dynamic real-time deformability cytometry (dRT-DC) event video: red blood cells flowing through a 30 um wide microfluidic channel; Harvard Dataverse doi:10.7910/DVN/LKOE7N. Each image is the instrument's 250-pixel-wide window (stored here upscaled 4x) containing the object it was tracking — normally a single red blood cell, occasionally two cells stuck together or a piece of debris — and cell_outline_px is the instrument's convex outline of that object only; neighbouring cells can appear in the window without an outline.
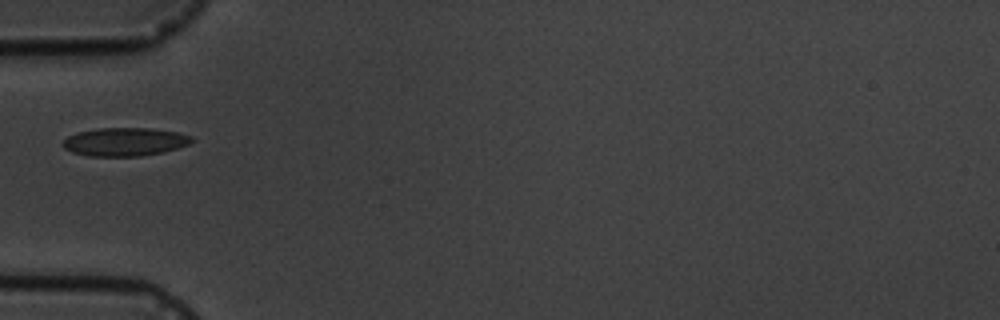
{"species": "common noctule bat (a hibernating species)", "species_latin": "Nyctalus noctula", "temperature_condition": "cold", "stored_images_in_passage": 1, "camera_frame_rate_fps": 3000, "um_per_image_px": 0.085, "animal": {"sex": "male", "body_mass_g": 19.5, "forearm_length_mm": 54.6}, "frame": {"image": 1, "passage_image": 1, "time_ms": 0.0, "image_size_px": [1000, 320], "cell_outline_px": [[196, 140], [188, 144], [164, 152], [140, 156], [88, 156], [72, 152], [64, 148], [60, 144], [68, 136], [80, 132], [100, 128], [152, 128], [176, 132], [192, 136]], "centroid_in_image_um": [10.61, 12.06], "position_along_channel_um": 74.4, "area_um2": 21.27}}